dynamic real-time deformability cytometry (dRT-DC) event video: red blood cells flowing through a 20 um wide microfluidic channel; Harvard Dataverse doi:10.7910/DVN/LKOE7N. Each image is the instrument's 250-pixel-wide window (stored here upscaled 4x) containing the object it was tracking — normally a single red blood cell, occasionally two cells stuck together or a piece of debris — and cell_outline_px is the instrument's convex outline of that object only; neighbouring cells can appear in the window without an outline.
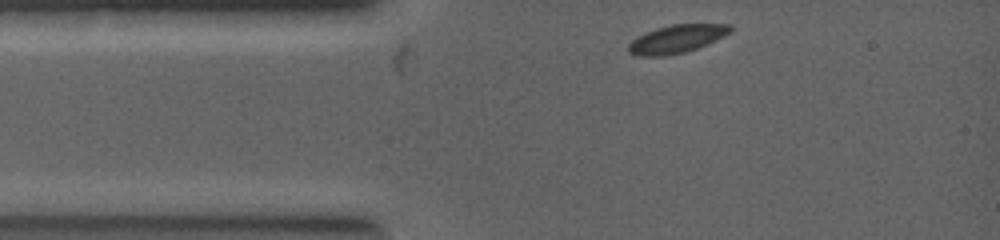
{"species": "common noctule bat (a hibernating species)", "species_latin": "Nyctalus noctula", "temperature_condition": "warm", "stored_images_in_passage": 6, "camera_frame_rate_fps": 5000, "um_per_image_px": 0.085, "animal": {"sex": "female", "body_mass_g": 19.0, "forearm_length_mm": 53.3}, "frame": {"image": 1, "passage_image": 1, "time_ms": 0.0, "image_size_px": [1000, 240], "cell_outline_px": [[732, 28], [728, 32], [696, 48], [684, 52], [664, 56], [640, 56], [628, 52], [628, 44], [632, 40], [656, 28], [672, 24], [732, 24]], "centroid_in_image_um": [57.46, 3.31], "position_along_channel_um": 27.5, "area_um2": 16.13}}
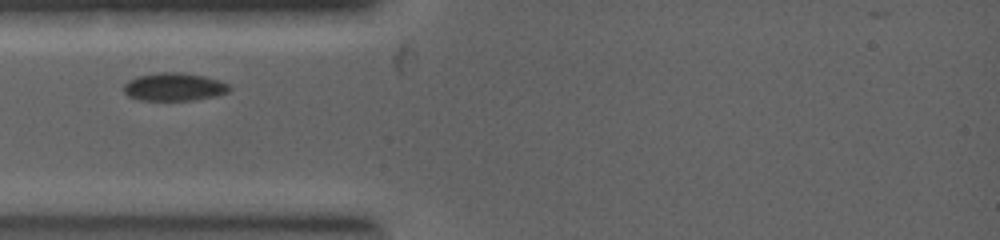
{"frame": {"image": 2, "passage_image": 4, "time_ms": 1.0, "image_size_px": [1000, 240], "cell_outline_px": [[232, 88], [224, 92], [212, 96], [192, 100], [140, 100], [128, 96], [124, 92], [124, 84], [128, 80], [136, 76], [160, 72], [180, 72], [204, 76], [228, 84]], "centroid_in_image_um": [14.73, 7.37], "position_along_channel_um": 70.3, "area_um2": 16.99}}